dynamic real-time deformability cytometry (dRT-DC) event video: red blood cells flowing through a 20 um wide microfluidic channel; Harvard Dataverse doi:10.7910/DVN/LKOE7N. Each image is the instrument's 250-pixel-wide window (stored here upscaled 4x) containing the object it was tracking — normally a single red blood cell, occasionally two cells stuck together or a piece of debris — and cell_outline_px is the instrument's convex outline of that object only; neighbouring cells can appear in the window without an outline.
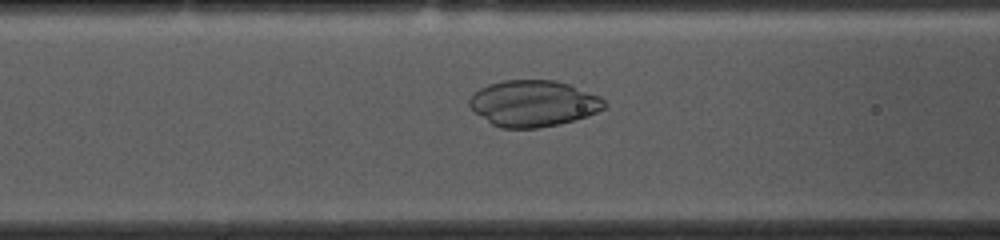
{"species": "common noctule bat (a hibernating species)", "species_latin": "Nyctalus noctula", "temperature_condition": "cold", "stored_images_in_passage": 53, "camera_frame_rate_fps": 3000, "um_per_image_px": 0.085, "animal": {"sex": "female", "body_mass_g": 10.0, "forearm_length_mm": 53.1}, "frame": {"image": 1, "passage_image": 19, "time_ms": 6.0, "image_size_px": [1000, 240], "cell_outline_px": [[608, 104], [604, 108], [588, 116], [556, 124], [536, 128], [500, 128], [492, 124], [476, 112], [468, 104], [468, 100], [480, 88], [488, 84], [504, 80], [556, 80], [568, 84], [600, 96]], "centroid_in_image_um": [45.34, 8.78], "position_along_channel_um": 121.3, "area_um2": 36.07}}
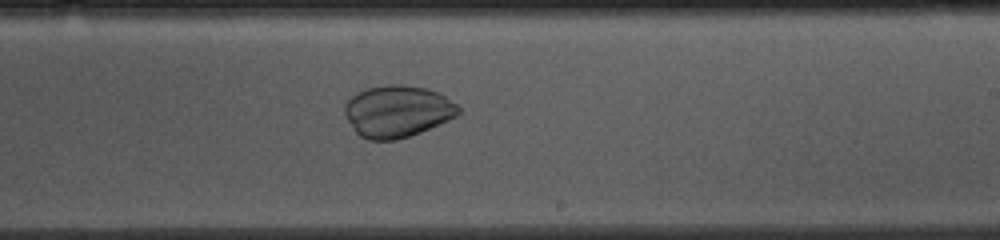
{"frame": {"image": 2, "passage_image": 30, "time_ms": 9.667, "image_size_px": [1000, 240], "cell_outline_px": [[460, 112], [456, 116], [448, 120], [420, 132], [396, 140], [368, 140], [360, 136], [352, 128], [344, 112], [344, 104], [356, 92], [368, 88], [388, 84], [400, 84], [424, 88], [440, 92], [456, 104], [460, 108]], "centroid_in_image_um": [33.76, 9.45], "position_along_channel_um": 255.2, "area_um2": 34.33}}
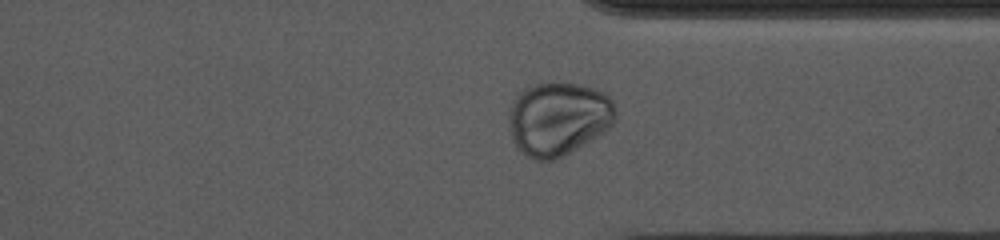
{"frame": {"image": 3, "passage_image": 39, "time_ms": 12.667, "image_size_px": [1000, 240], "cell_outline_px": [[616, 120], [608, 128], [596, 136], [556, 160], [532, 160], [520, 152], [516, 148], [512, 140], [508, 124], [508, 112], [516, 96], [524, 88], [536, 84], [580, 84], [596, 88], [608, 96], [612, 100], [616, 108]], "centroid_in_image_um": [47.43, 10.1], "position_along_channel_um": 364.0, "area_um2": 45.72}}